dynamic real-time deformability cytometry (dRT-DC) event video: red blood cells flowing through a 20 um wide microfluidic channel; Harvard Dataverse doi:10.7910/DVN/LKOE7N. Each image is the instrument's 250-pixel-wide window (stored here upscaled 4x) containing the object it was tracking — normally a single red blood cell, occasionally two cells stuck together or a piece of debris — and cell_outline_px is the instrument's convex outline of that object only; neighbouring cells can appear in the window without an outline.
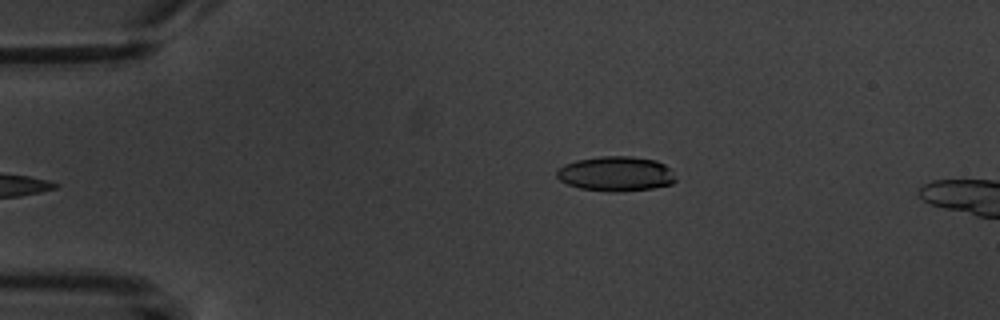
{"species": "common noctule bat (a hibernating species)", "species_latin": "Nyctalus noctula", "temperature_condition": "warm", "stored_images_in_passage": 4, "camera_frame_rate_fps": 3000, "um_per_image_px": 0.085, "animal": {"sex": "male", "body_mass_g": 20.1, "forearm_length_mm": 53.5}, "frame": {"image": 1, "passage_image": 4, "time_ms": 3.333, "image_size_px": [1000, 320], "cell_outline_px": [[676, 180], [672, 184], [652, 188], [616, 192], [608, 192], [580, 188], [568, 184], [560, 180], [556, 176], [556, 172], [564, 164], [576, 160], [600, 156], [632, 156], [656, 160], [664, 164], [668, 168]], "centroid_in_image_um": [52.33, 14.77], "position_along_channel_um": 32.7, "area_um2": 24.04}}